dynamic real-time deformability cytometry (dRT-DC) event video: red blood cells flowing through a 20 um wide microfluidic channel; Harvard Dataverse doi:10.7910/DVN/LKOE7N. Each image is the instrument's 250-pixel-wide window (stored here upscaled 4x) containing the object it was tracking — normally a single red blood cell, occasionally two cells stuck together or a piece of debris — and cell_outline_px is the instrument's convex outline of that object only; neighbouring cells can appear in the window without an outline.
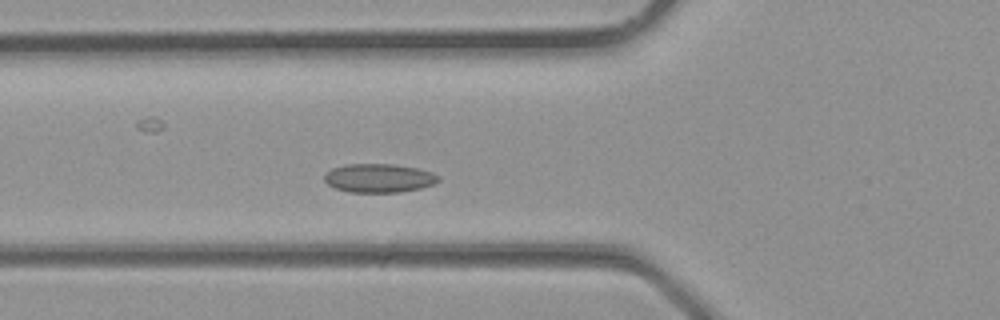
{"species": "common noctule bat (a hibernating species)", "species_latin": "Nyctalus noctula", "temperature_condition": "room temperature", "stored_images_in_passage": 25, "camera_frame_rate_fps": 3000, "um_per_image_px": 0.085, "animal": {"sex": "male", "body_mass_g": 23.1, "forearm_length_mm": 52.7}, "frame": {"image": 1, "passage_image": 8, "time_ms": 2.333, "image_size_px": [1000, 320], "cell_outline_px": [[440, 180], [436, 184], [420, 188], [400, 192], [348, 192], [336, 188], [328, 184], [324, 180], [324, 176], [332, 168], [344, 164], [392, 164], [416, 168], [432, 172], [440, 176]], "centroid_in_image_um": [32.23, 15.14], "position_along_channel_um": 93.6, "area_um2": 19.13}}
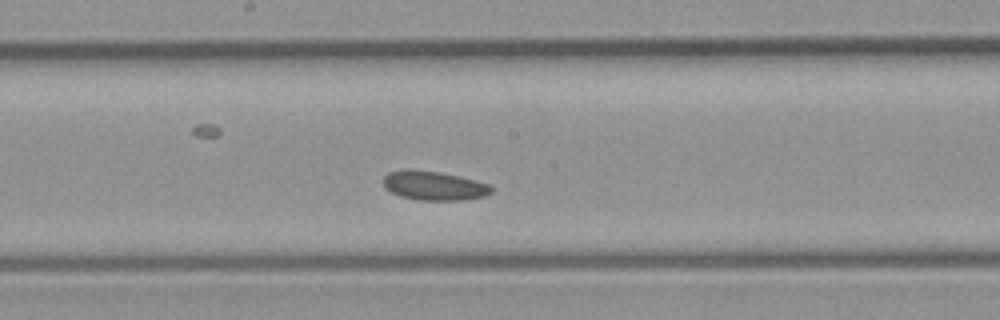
{"frame": {"image": 2, "passage_image": 14, "time_ms": 4.333, "image_size_px": [1000, 320], "cell_outline_px": [[496, 188], [492, 192], [484, 196], [464, 200], [420, 200], [400, 196], [384, 188], [380, 180], [388, 172], [404, 168], [408, 168], [440, 172], [492, 184]], "centroid_in_image_um": [36.87, 15.77], "position_along_channel_um": 211.3, "area_um2": 18.79}}
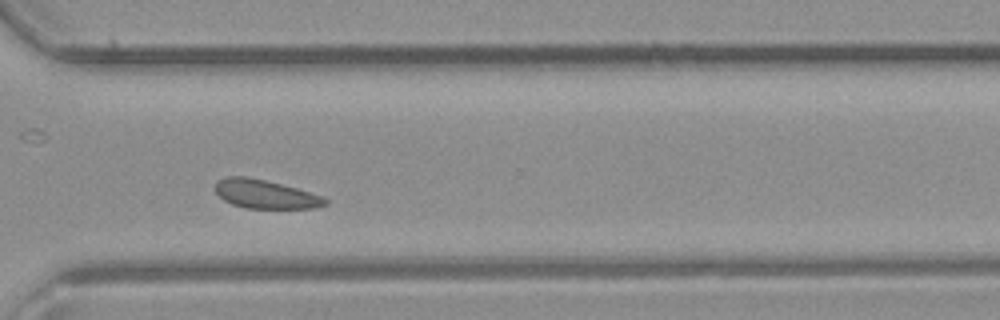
{"frame": {"image": 3, "passage_image": 21, "time_ms": 6.667, "image_size_px": [1000, 320], "cell_outline_px": [[328, 204], [316, 208], [244, 208], [232, 204], [224, 200], [216, 192], [216, 180], [224, 176], [244, 176], [264, 180], [296, 188], [320, 196], [328, 200]], "centroid_in_image_um": [22.52, 16.5], "position_along_channel_um": 348.1, "area_um2": 18.21}}